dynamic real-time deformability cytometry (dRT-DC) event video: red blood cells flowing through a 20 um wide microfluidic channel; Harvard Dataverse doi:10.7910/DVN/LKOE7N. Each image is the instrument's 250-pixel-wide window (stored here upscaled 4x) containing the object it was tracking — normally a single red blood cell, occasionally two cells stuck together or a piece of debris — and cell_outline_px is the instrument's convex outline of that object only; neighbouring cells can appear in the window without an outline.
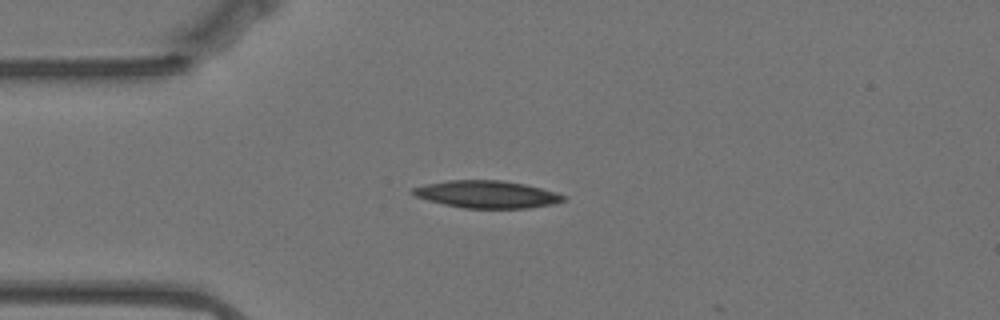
{"species": "Egyptian fruit bat (a non-hibernating species)", "species_latin": "Rousettus aegyptiacus", "temperature_condition": "warm", "stored_images_in_passage": 48, "camera_frame_rate_fps": 3000, "um_per_image_px": 0.085, "animal": {"sex": "female"}, "frame": {"image": 1, "passage_image": 12, "time_ms": 3.667, "image_size_px": [1000, 320], "cell_outline_px": [[568, 196], [564, 200], [552, 204], [528, 208], [464, 208], [444, 204], [428, 200], [416, 196], [408, 192], [412, 188], [424, 184], [448, 180], [500, 180], [524, 184], [556, 192]], "centroid_in_image_um": [41.36, 16.51], "position_along_channel_um": 43.6, "area_um2": 23.99}}
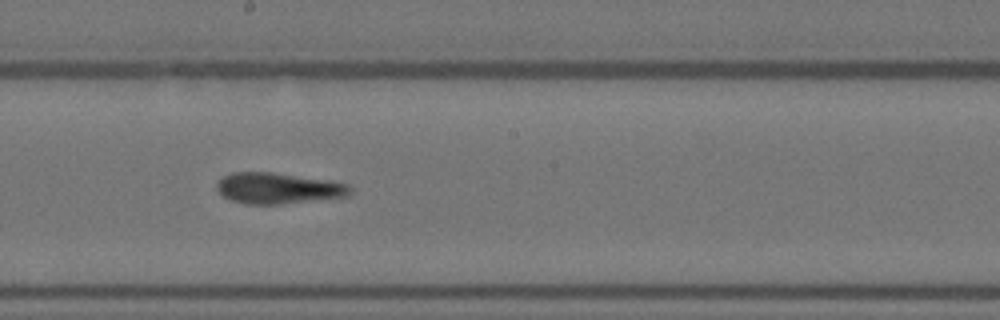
{"frame": {"image": 2, "passage_image": 29, "time_ms": 9.333, "image_size_px": [1000, 320], "cell_outline_px": [[352, 192], [348, 196], [280, 204], [244, 204], [232, 200], [224, 196], [216, 188], [216, 184], [224, 176], [232, 172], [272, 172], [328, 180], [348, 184], [352, 188]], "centroid_in_image_um": [23.65, 16.0], "position_along_channel_um": 224.6, "area_um2": 23.93}}
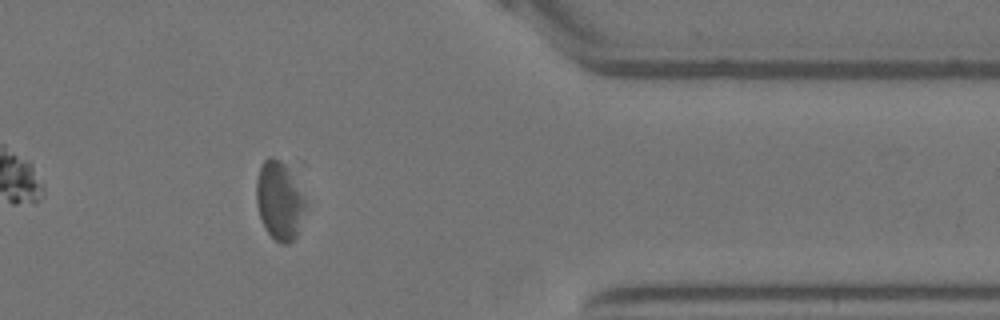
{"frame": {"image": 3, "passage_image": 45, "time_ms": 14.667, "image_size_px": [1000, 320], "cell_outline_px": [[308, 204], [296, 236], [288, 244], [280, 244], [264, 228], [256, 204], [256, 180], [260, 164], [268, 156], [272, 156], [304, 160], [308, 164]], "centroid_in_image_um": [23.99, 16.68], "position_along_channel_um": 387.4, "area_um2": 26.88}, "authors_computed_cell_mechanics": {"area_um2": 24.276, "velocity_mm_per_s": 3.4624, "shape_relaxation_time_tau1_ms": 3.7164, "shape_relaxation_time_tau2_ms": 3.1947, "deformation_change_tau1": 0.0931, "deformation_change_tau2": 0.1251}}